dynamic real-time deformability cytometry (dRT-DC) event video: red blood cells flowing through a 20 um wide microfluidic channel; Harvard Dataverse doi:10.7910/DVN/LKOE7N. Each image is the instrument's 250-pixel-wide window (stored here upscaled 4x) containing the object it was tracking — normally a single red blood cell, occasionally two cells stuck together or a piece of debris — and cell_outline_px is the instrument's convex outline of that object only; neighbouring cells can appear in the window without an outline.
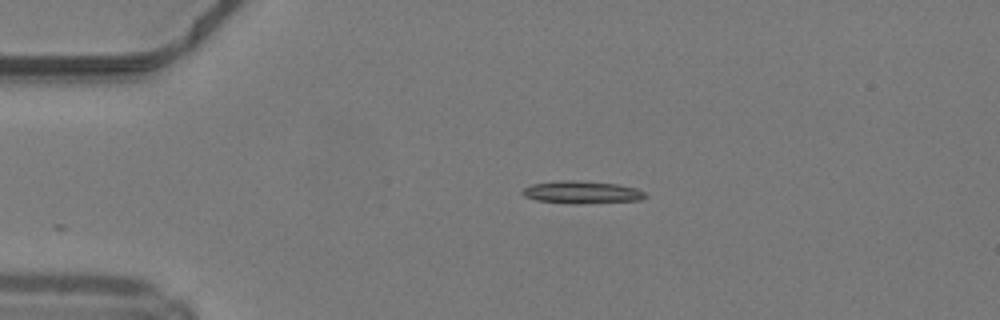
{"species": "common noctule bat (a hibernating species)", "species_latin": "Nyctalus noctula", "temperature_condition": "warm", "stored_images_in_passage": 30, "camera_frame_rate_fps": 3000, "um_per_image_px": 0.085, "animal": {"sex": "male", "body_mass_g": 19.2, "forearm_length_mm": 51.8}, "frame": {"image": 1, "passage_image": 1, "time_ms": 0.0, "image_size_px": [1000, 320], "cell_outline_px": [[648, 196], [640, 200], [576, 204], [572, 204], [536, 200], [524, 196], [520, 192], [524, 188], [532, 184], [564, 180], [572, 180], [616, 184], [636, 188], [644, 192]], "centroid_in_image_um": [49.44, 16.35], "position_along_channel_um": 35.6, "area_um2": 16.01}}
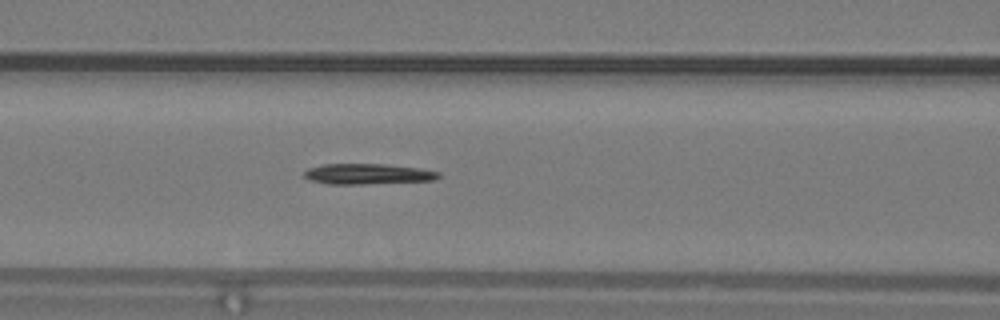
{"frame": {"image": 2, "passage_image": 11, "time_ms": 3.333, "image_size_px": [1000, 320], "cell_outline_px": [[440, 176], [432, 180], [364, 184], [328, 184], [312, 180], [304, 176], [304, 172], [308, 168], [324, 164], [384, 164], [420, 168], [440, 172]], "centroid_in_image_um": [31.25, 14.78], "position_along_channel_um": 135.3, "area_um2": 15.95}}
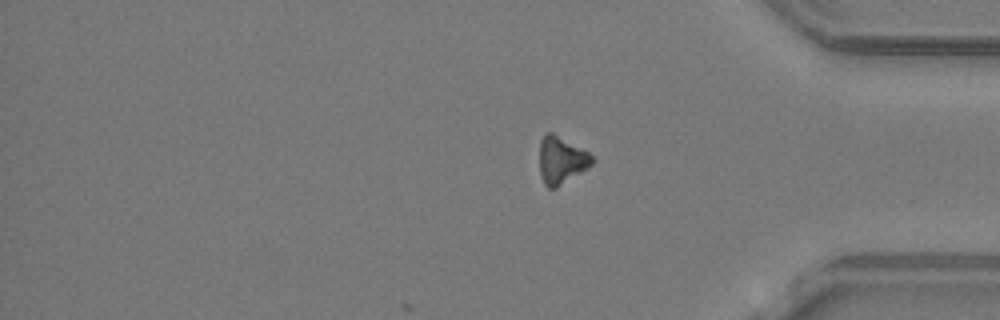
{"frame": {"image": 3, "passage_image": 30, "time_ms": 9.667, "image_size_px": [1000, 320], "cell_outline_px": [[596, 160], [588, 168], [556, 188], [548, 188], [544, 184], [540, 176], [540, 140], [548, 132], [552, 132], [588, 152]], "centroid_in_image_um": [47.71, 13.63], "position_along_channel_um": 387.5, "area_um2": 14.45}}